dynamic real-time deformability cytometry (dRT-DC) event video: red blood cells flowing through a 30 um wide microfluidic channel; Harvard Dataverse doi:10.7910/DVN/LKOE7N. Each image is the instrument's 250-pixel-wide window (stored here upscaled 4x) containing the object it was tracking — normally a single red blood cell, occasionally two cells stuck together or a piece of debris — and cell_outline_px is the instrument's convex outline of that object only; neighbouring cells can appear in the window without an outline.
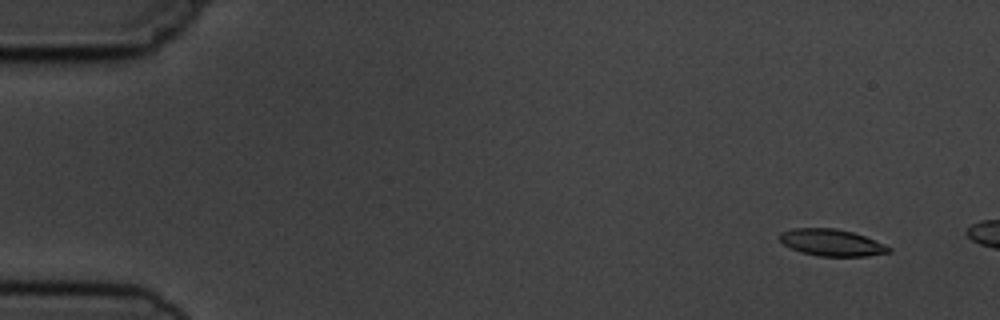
{"species": "common noctule bat (a hibernating species)", "species_latin": "Nyctalus noctula", "temperature_condition": "cold", "stored_images_in_passage": 3, "camera_frame_rate_fps": 3000, "um_per_image_px": 0.085, "animal": {"sex": "male", "body_mass_g": 19.5, "forearm_length_mm": 54.6}, "frame": {"image": 1, "passage_image": 1, "time_ms": 0.0, "image_size_px": [1000, 320], "cell_outline_px": [[892, 252], [868, 256], [820, 256], [800, 252], [784, 244], [776, 236], [780, 232], [792, 228], [836, 228], [852, 232], [864, 236], [884, 244], [892, 248]], "centroid_in_image_um": [70.67, 20.61], "position_along_channel_um": 14.3, "area_um2": 17.11}}